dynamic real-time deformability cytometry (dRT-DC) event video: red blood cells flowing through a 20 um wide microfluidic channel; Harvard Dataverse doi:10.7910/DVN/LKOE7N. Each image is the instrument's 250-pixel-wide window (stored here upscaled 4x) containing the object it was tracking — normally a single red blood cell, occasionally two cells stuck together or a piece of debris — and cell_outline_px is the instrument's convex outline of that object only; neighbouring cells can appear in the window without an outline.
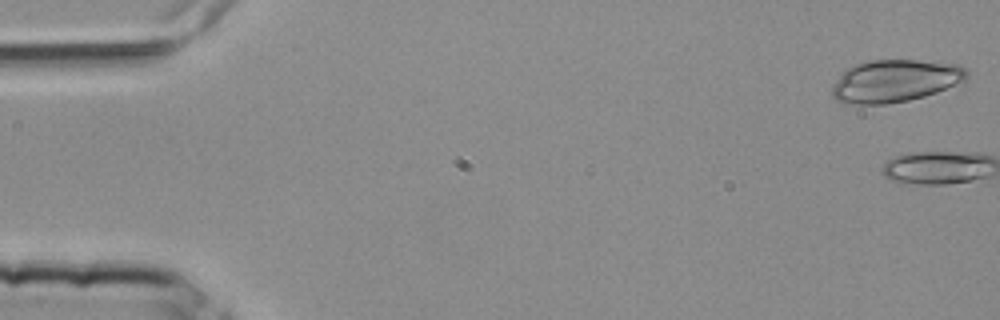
{"species": "common noctule bat (a hibernating species)", "species_latin": "Nyctalus noctula", "temperature_condition": "room temperature", "stored_images_in_passage": 4, "camera_frame_rate_fps": 3000, "um_per_image_px": 0.085, "animal": {"sex": "female", "body_mass_g": 25.1}, "frame": {"image": 1, "passage_image": 1, "time_ms": 0.0, "image_size_px": [1000, 320], "cell_outline_px": [[968, 76], [964, 80], [936, 92], [924, 96], [908, 100], [888, 104], [856, 104], [836, 100], [832, 96], [832, 84], [844, 68], [868, 60], [916, 60], [960, 64], [968, 72]], "centroid_in_image_um": [76.03, 6.86], "position_along_channel_um": 9.0, "area_um2": 33.35}}